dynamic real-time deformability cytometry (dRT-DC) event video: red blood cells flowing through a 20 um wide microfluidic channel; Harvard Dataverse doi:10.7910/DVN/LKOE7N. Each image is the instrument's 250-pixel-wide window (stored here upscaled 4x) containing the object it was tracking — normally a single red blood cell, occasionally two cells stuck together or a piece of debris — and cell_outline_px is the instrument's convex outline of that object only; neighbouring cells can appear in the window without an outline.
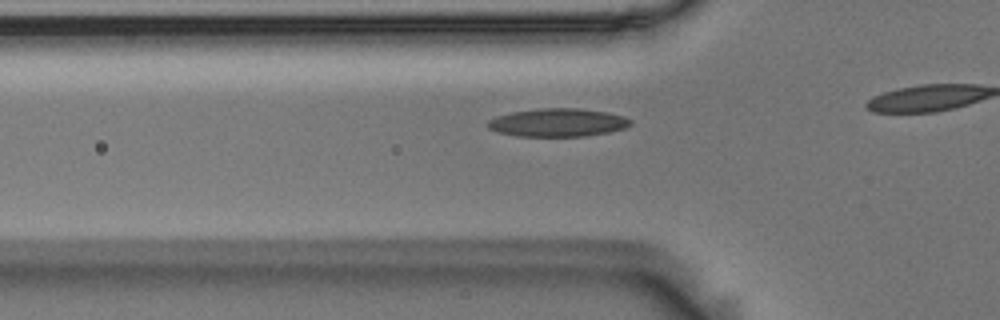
{"species": "Egyptian fruit bat (a non-hibernating species)", "species_latin": "Rousettus aegyptiacus", "temperature_condition": "room temperature", "stored_images_in_passage": 13, "camera_frame_rate_fps": 3000, "um_per_image_px": 0.085, "animal": {"sex": "male"}, "frame": {"image": 1, "passage_image": 8, "time_ms": 2.333, "image_size_px": [1000, 320], "cell_outline_px": [[632, 124], [624, 128], [608, 132], [584, 136], [516, 136], [500, 132], [488, 128], [488, 120], [496, 116], [512, 112], [540, 108], [580, 108], [608, 112], [624, 116], [632, 120]], "centroid_in_image_um": [47.43, 10.41], "position_along_channel_um": 78.4, "area_um2": 23.41}}